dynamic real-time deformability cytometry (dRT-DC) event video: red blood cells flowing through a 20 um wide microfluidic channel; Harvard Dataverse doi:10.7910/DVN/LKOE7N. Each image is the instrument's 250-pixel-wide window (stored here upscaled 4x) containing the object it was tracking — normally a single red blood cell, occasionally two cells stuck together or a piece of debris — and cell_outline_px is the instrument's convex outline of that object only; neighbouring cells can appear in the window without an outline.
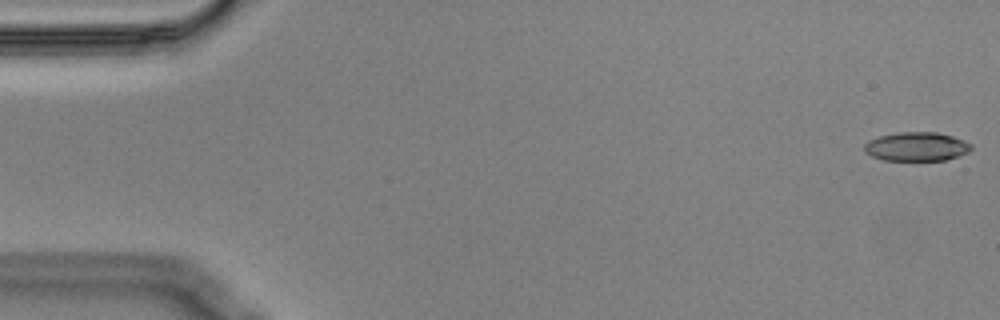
{"species": "Egyptian fruit bat (a non-hibernating species)", "species_latin": "Rousettus aegyptiacus", "temperature_condition": "cold", "stored_images_in_passage": 9, "camera_frame_rate_fps": 3000, "um_per_image_px": 0.085, "animal": {"sex": "male"}, "frame": {"image": 1, "passage_image": 1, "time_ms": 0.0, "image_size_px": [1000, 320], "cell_outline_px": [[972, 148], [968, 152], [944, 160], [884, 160], [872, 156], [864, 152], [864, 144], [868, 140], [880, 136], [900, 132], [936, 132], [952, 136], [964, 140], [972, 144]], "centroid_in_image_um": [77.89, 12.45], "position_along_channel_um": 7.1, "area_um2": 17.92}}